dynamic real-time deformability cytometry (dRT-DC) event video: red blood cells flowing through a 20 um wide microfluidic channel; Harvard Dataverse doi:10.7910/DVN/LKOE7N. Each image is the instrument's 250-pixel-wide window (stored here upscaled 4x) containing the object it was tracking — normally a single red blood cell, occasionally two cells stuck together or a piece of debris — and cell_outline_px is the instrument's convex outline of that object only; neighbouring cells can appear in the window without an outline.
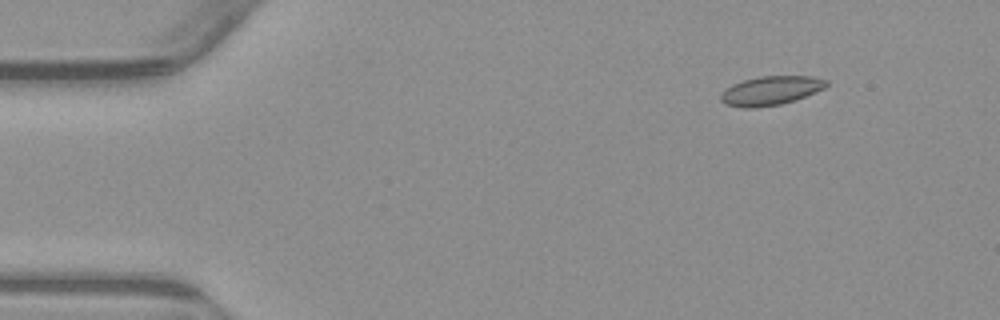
{"species": "common noctule bat (a hibernating species)", "species_latin": "Nyctalus noctula", "temperature_condition": "warm", "stored_images_in_passage": 49, "camera_frame_rate_fps": 3000, "um_per_image_px": 0.085, "animal": {"sex": "male", "body_mass_g": 23.1, "forearm_length_mm": 52.7}, "frame": {"image": 1, "passage_image": 1, "time_ms": 0.0, "image_size_px": [1000, 320], "cell_outline_px": [[828, 84], [824, 88], [796, 100], [780, 104], [756, 108], [740, 108], [724, 104], [720, 100], [720, 92], [732, 84], [744, 80], [760, 76], [812, 76], [828, 80]], "centroid_in_image_um": [65.48, 7.71], "position_along_channel_um": 19.5, "area_um2": 18.03}}
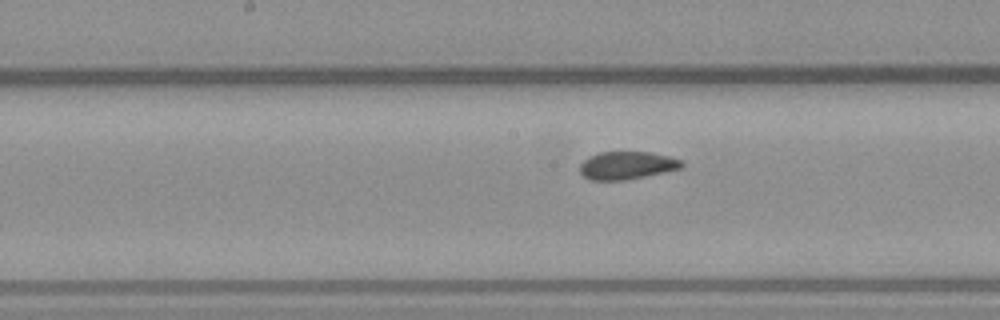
{"frame": {"image": 2, "passage_image": 22, "time_ms": 7.0, "image_size_px": [1000, 320], "cell_outline_px": [[684, 168], [624, 180], [592, 180], [584, 176], [580, 172], [580, 164], [588, 156], [600, 152], [652, 152], [684, 160]], "centroid_in_image_um": [53.32, 14.05], "position_along_channel_um": 194.9, "area_um2": 16.59}}
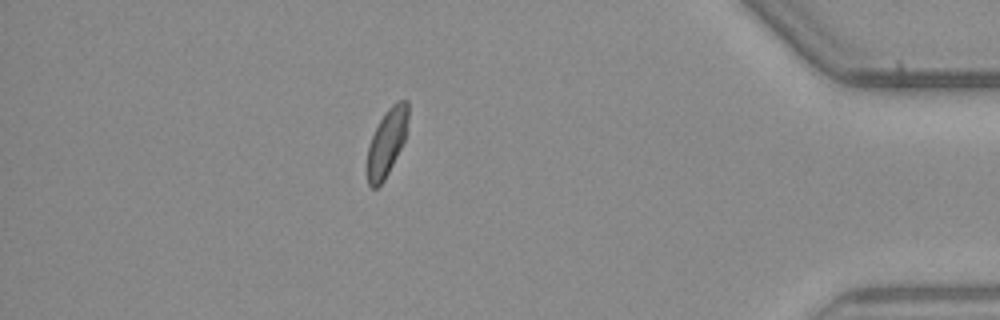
{"frame": {"image": 3, "passage_image": 42, "time_ms": 13.667, "image_size_px": [1000, 320], "cell_outline_px": [[408, 116], [404, 140], [384, 180], [376, 188], [372, 188], [368, 184], [368, 148], [372, 136], [380, 120], [388, 108], [396, 100], [408, 100]], "centroid_in_image_um": [32.88, 12.06], "position_along_channel_um": 402.3, "area_um2": 15.49}, "authors_computed_cell_mechanics": {"area_um2": 17.1088, "velocity_mm_per_s": 3.8195, "shape_relaxation_time_tau1_ms": null, "shape_relaxation_time_tau2_ms": 0.7014, "deformation_change_tau1": null, "deformation_change_tau2": 0.0327}}